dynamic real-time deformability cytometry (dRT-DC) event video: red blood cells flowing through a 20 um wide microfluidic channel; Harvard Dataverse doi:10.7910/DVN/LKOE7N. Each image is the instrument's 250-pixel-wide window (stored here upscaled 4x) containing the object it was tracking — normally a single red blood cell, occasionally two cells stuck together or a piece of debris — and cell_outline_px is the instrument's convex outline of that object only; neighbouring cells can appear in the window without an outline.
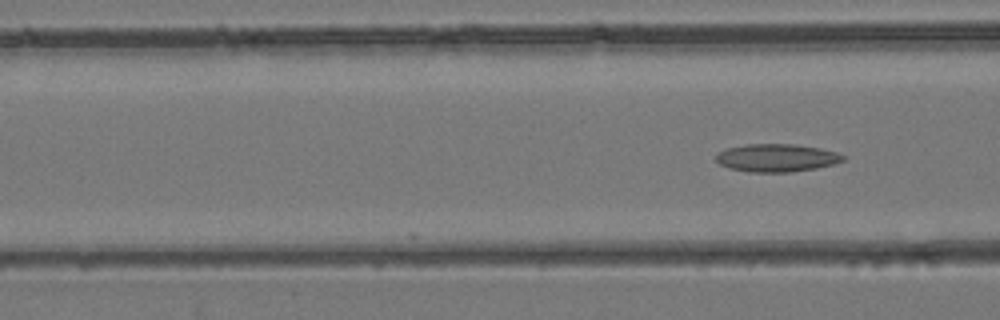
{"species": "common noctule bat (a hibernating species)", "species_latin": "Nyctalus noctula", "temperature_condition": "room temperature", "stored_images_in_passage": 4, "camera_frame_rate_fps": 3000, "um_per_image_px": 0.085, "animal": {"sex": "female", "body_mass_g": 24.6, "forearm_length_mm": 56.2}, "frame": {"image": 1, "passage_image": 4, "time_ms": 1.0, "image_size_px": [1000, 320], "cell_outline_px": [[848, 156], [844, 160], [832, 164], [816, 168], [792, 172], [748, 172], [728, 168], [720, 164], [716, 160], [716, 152], [728, 148], [744, 144], [792, 144], [820, 148], [836, 152]], "centroid_in_image_um": [66.0, 13.42], "position_along_channel_um": 100.6, "area_um2": 20.75}}